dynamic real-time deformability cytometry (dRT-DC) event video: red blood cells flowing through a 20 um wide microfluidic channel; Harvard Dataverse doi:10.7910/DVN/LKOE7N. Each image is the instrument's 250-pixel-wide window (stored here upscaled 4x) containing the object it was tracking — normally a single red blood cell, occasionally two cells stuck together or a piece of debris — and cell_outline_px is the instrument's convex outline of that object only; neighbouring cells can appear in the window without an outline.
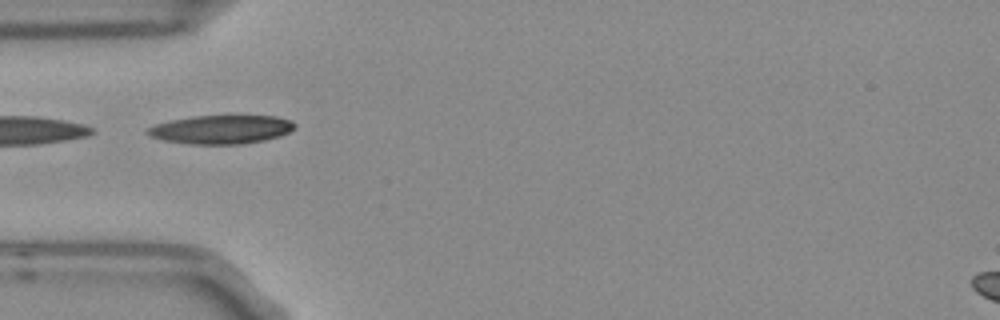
{"species": "Egyptian fruit bat (a non-hibernating species)", "species_latin": "Rousettus aegyptiacus", "temperature_condition": "room temperature", "stored_images_in_passage": 3, "camera_frame_rate_fps": 3000, "um_per_image_px": 0.085, "frame": {"image": 1, "passage_image": 1, "time_ms": 0.0, "image_size_px": [1000, 320], "cell_outline_px": [[296, 128], [280, 136], [264, 140], [240, 144], [192, 144], [164, 140], [148, 136], [144, 132], [152, 124], [168, 120], [192, 116], [276, 116], [292, 120], [296, 124]], "centroid_in_image_um": [18.77, 11.0], "position_along_channel_um": 66.2, "area_um2": 24.8}}
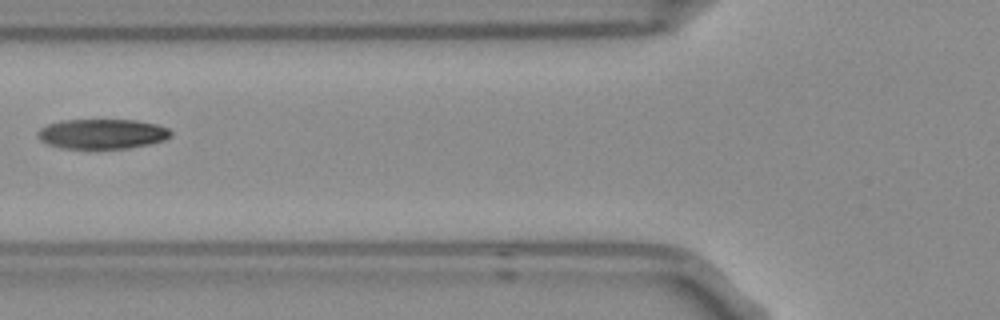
{"frame": {"image": 2, "passage_image": 2, "time_ms": 0.333, "image_size_px": [1000, 320], "cell_outline_px": [[172, 136], [164, 140], [148, 144], [128, 148], [60, 148], [48, 144], [40, 140], [36, 136], [36, 132], [40, 128], [48, 124], [60, 120], [136, 120], [156, 124], [168, 128], [172, 132]], "centroid_in_image_um": [8.66, 11.37], "position_along_channel_um": 117.1, "area_um2": 23.24}}